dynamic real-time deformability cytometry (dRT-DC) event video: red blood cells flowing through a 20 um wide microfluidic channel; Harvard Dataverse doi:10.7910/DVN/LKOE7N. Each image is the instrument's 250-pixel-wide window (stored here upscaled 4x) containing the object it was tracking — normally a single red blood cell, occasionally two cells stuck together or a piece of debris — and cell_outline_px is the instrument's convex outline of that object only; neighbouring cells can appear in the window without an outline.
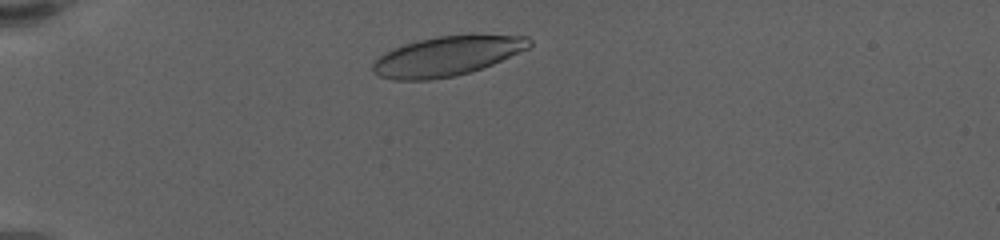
{"species": "human", "species_latin": "Homo sapiens", "temperature_condition": "warm", "stored_images_in_passage": 40, "camera_frame_rate_fps": 3000, "um_per_image_px": 0.085, "donor": {"sex": "female"}, "frame": {"image": 1, "passage_image": 5, "time_ms": 1.333, "image_size_px": [1000, 240], "cell_outline_px": [[532, 44], [528, 48], [492, 64], [456, 76], [428, 80], [392, 80], [380, 76], [372, 72], [372, 64], [380, 56], [404, 44], [436, 36], [528, 36], [532, 40]], "centroid_in_image_um": [37.96, 4.79], "position_along_channel_um": 47.0, "area_um2": 35.32}}
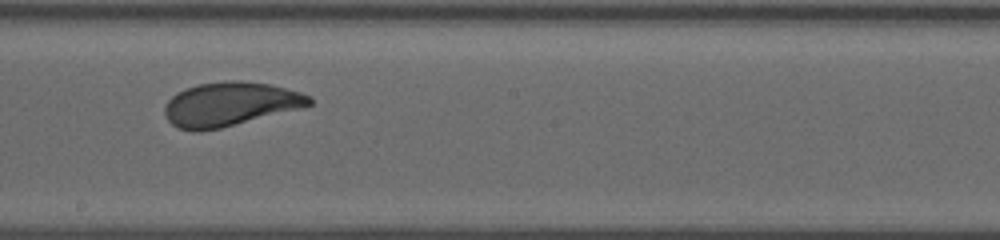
{"frame": {"image": 2, "passage_image": 24, "time_ms": 7.667, "image_size_px": [1000, 240], "cell_outline_px": [[312, 104], [300, 108], [220, 128], [176, 128], [164, 116], [164, 104], [176, 92], [200, 84], [232, 80], [244, 80], [272, 84], [300, 92], [312, 96]], "centroid_in_image_um": [19.58, 8.81], "position_along_channel_um": 228.6, "area_um2": 36.47}}
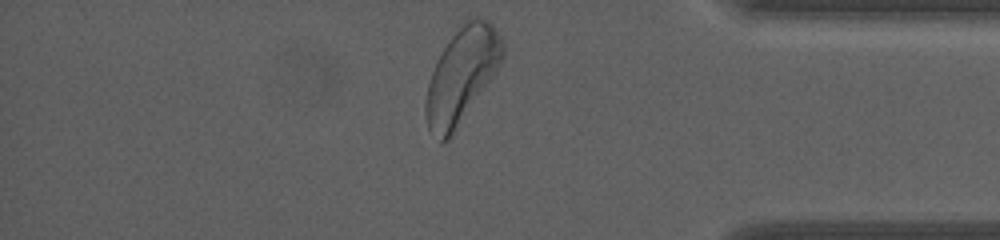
{"frame": {"image": 3, "passage_image": 40, "time_ms": 13.0, "image_size_px": [1000, 240], "cell_outline_px": [[504, 56], [492, 76], [452, 136], [448, 140], [440, 144], [428, 128], [424, 116], [424, 104], [428, 80], [444, 48], [452, 36], [468, 16], [480, 16], [488, 20], [492, 24], [500, 36], [504, 44]], "centroid_in_image_um": [39.22, 6.41], "position_along_channel_um": 396.0, "area_um2": 42.43}, "authors_computed_cell_mechanics": {"area_um2": 36.8764, "velocity_mm_per_s": 3.4702, "shape_relaxation_time_tau1_ms": 3.2937, "shape_relaxation_time_tau2_ms": 0.9373, "deformation_change_tau1": 0.1533, "deformation_change_tau2": 0.0781}}